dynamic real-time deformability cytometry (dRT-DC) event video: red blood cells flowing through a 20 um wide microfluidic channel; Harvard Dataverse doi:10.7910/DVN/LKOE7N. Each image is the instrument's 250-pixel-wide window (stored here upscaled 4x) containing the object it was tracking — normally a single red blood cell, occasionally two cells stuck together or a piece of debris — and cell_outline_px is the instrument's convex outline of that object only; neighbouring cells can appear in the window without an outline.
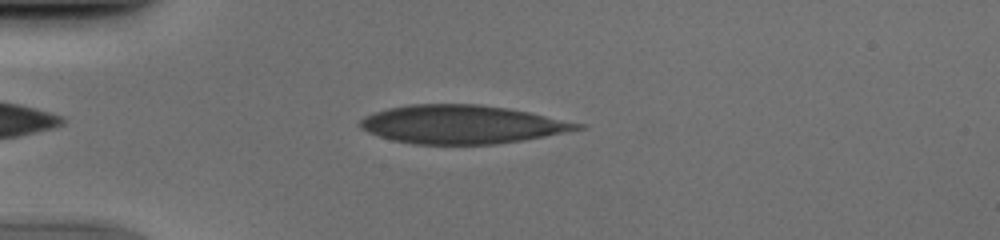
{"species": "human", "species_latin": "Homo sapiens", "temperature_condition": "cold", "stored_images_in_passage": 38, "camera_frame_rate_fps": 3000, "um_per_image_px": 0.085, "donor": {"sex": "male"}, "frame": {"image": 1, "passage_image": 4, "time_ms": 1.0, "image_size_px": [1000, 240], "cell_outline_px": [[588, 128], [544, 136], [496, 144], [412, 144], [392, 140], [368, 132], [360, 128], [356, 124], [364, 116], [372, 112], [388, 108], [408, 104], [480, 104], [508, 108], [528, 112], [584, 124]], "centroid_in_image_um": [39.22, 10.57], "position_along_channel_um": 45.8, "area_um2": 48.78}}
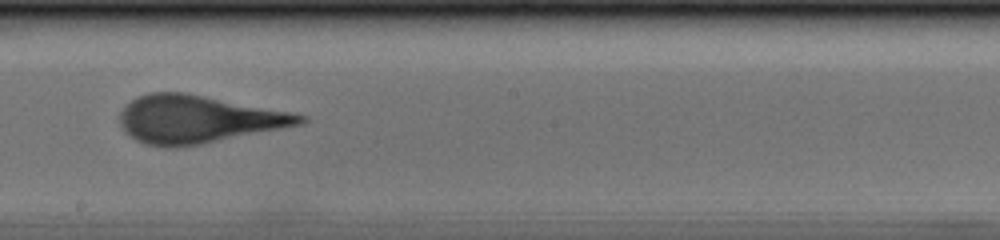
{"frame": {"image": 2, "passage_image": 20, "time_ms": 6.333, "image_size_px": [1000, 240], "cell_outline_px": [[308, 120], [304, 124], [200, 144], [172, 148], [168, 148], [144, 144], [136, 140], [124, 132], [120, 124], [120, 112], [136, 96], [152, 92], [184, 92], [292, 112], [308, 116]], "centroid_in_image_um": [16.82, 10.14], "position_along_channel_um": 231.4, "area_um2": 50.11}}
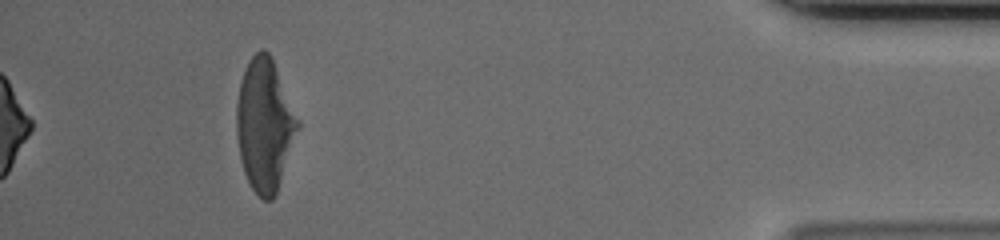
{"frame": {"image": 3, "passage_image": 38, "time_ms": 12.333, "image_size_px": [1000, 240], "cell_outline_px": [[300, 128], [276, 192], [272, 200], [264, 200], [252, 188], [244, 172], [240, 160], [236, 136], [236, 104], [240, 80], [244, 68], [248, 60], [260, 48], [264, 48], [268, 52], [272, 60], [300, 120]], "centroid_in_image_um": [22.48, 10.59], "position_along_channel_um": 412.7, "area_um2": 47.28}}